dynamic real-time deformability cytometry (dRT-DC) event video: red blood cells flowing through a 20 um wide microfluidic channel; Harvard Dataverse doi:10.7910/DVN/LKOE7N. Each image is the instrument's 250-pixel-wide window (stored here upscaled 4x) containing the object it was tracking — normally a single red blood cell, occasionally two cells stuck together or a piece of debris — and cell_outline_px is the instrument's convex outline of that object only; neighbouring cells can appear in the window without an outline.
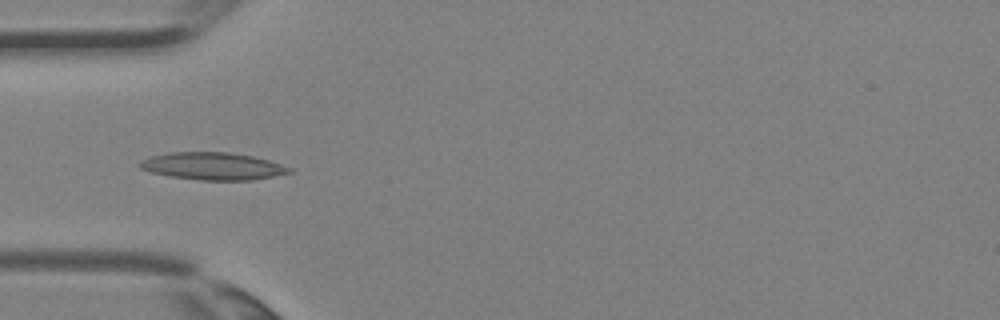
{"species": "Egyptian fruit bat (a non-hibernating species)", "species_latin": "Rousettus aegyptiacus", "temperature_condition": "room temperature", "stored_images_in_passage": 4, "camera_frame_rate_fps": 3000, "um_per_image_px": 0.085, "animal": {"sex": "female"}, "frame": {"image": 1, "passage_image": 4, "time_ms": 1.0, "image_size_px": [1000, 320], "cell_outline_px": [[292, 172], [252, 180], [200, 180], [172, 176], [152, 172], [140, 168], [140, 160], [148, 156], [168, 152], [228, 152], [252, 156], [268, 160], [292, 168]], "centroid_in_image_um": [18.06, 14.11], "position_along_channel_um": 66.9, "area_um2": 23.7}}